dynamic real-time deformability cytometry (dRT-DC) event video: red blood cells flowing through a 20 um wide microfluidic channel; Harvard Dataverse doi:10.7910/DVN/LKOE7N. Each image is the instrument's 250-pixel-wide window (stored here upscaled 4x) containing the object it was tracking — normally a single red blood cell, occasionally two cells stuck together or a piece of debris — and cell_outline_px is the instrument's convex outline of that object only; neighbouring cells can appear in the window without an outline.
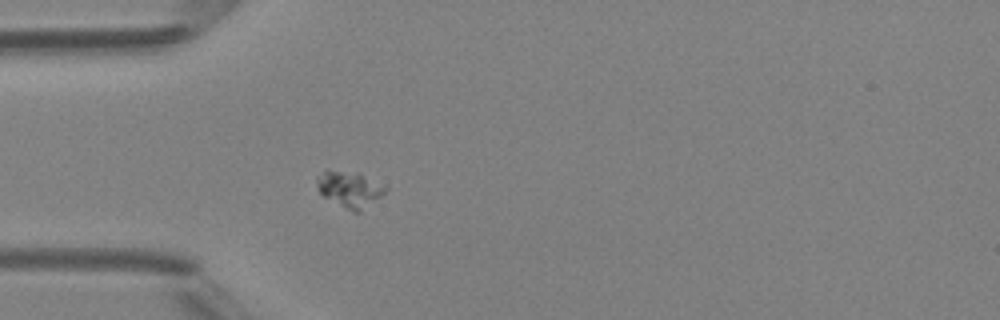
{"species": "Egyptian fruit bat (a non-hibernating species)", "species_latin": "Rousettus aegyptiacus", "temperature_condition": "room temperature", "stored_images_in_passage": 35, "camera_frame_rate_fps": 3000, "um_per_image_px": 0.085, "animal": {"sex": "female"}, "frame": {"image": 1, "passage_image": 1, "time_ms": 0.0, "image_size_px": [1000, 320], "cell_outline_px": [[388, 188], [380, 196], [360, 212], [352, 212], [324, 196], [320, 192], [316, 184], [316, 176], [324, 172], [356, 172]], "centroid_in_image_um": [29.7, 16.11], "position_along_channel_um": 55.3, "area_um2": 13.7}}
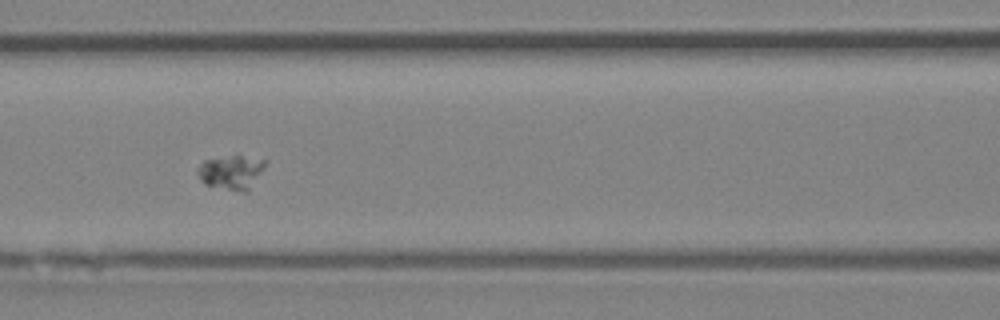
{"frame": {"image": 2, "passage_image": 8, "time_ms": 2.333, "image_size_px": [1000, 320], "cell_outline_px": [[268, 160], [264, 168], [248, 192], [244, 192], [204, 184], [200, 180], [196, 172], [196, 168], [204, 160], [232, 156], [240, 156]], "centroid_in_image_um": [19.65, 14.64], "position_along_channel_um": 147.0, "area_um2": 13.35}}
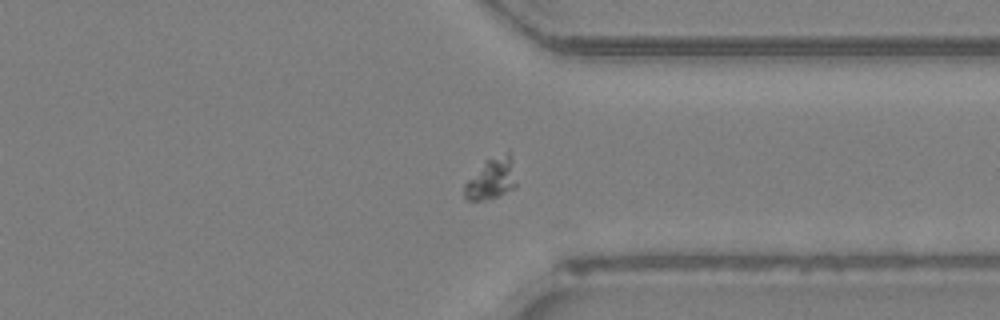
{"frame": {"image": 3, "passage_image": 24, "time_ms": 7.667, "image_size_px": [1000, 320], "cell_outline_px": [[516, 184], [512, 188], [496, 196], [480, 200], [468, 200], [464, 196], [464, 184], [484, 160], [508, 148]], "centroid_in_image_um": [41.73, 15.12], "position_along_channel_um": 369.7, "area_um2": 12.37}}